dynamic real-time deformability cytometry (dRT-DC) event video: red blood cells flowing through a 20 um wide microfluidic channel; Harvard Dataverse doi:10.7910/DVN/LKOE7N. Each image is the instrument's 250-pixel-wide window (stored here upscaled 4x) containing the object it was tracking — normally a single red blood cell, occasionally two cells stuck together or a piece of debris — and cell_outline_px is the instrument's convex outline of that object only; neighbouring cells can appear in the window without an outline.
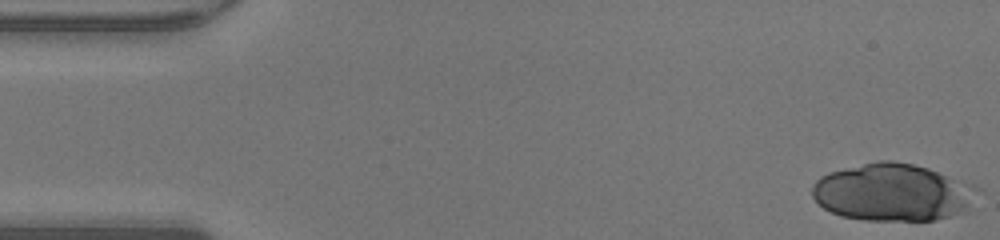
{"species": "human", "species_latin": "Homo sapiens", "temperature_condition": "warm", "stored_images_in_passage": 17, "camera_frame_rate_fps": 3000, "um_per_image_px": 0.085, "donor": {"sex": "male"}, "frame": {"image": 1, "passage_image": 1, "time_ms": 0.0, "image_size_px": [1000, 240], "cell_outline_px": [[968, 212], [936, 220], [864, 220], [840, 216], [824, 208], [812, 196], [812, 184], [820, 176], [828, 172], [880, 160], [892, 160], [912, 164], [928, 168], [952, 180], [968, 204]], "centroid_in_image_um": [75.56, 16.38], "position_along_channel_um": 9.4, "area_um2": 52.54}}
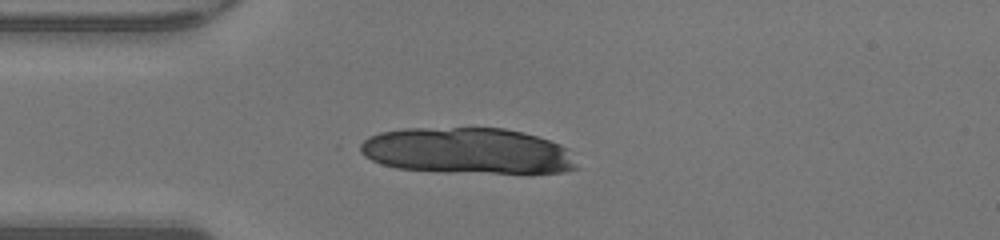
{"frame": {"image": 2, "passage_image": 12, "time_ms": 3.667, "image_size_px": [1000, 240], "cell_outline_px": [[580, 168], [564, 172], [440, 172], [396, 168], [380, 164], [364, 156], [360, 152], [360, 144], [368, 136], [380, 132], [404, 128], [504, 128], [524, 132], [560, 144], [568, 148]], "centroid_in_image_um": [39.71, 12.82], "position_along_channel_um": 45.3, "area_um2": 58.38}}